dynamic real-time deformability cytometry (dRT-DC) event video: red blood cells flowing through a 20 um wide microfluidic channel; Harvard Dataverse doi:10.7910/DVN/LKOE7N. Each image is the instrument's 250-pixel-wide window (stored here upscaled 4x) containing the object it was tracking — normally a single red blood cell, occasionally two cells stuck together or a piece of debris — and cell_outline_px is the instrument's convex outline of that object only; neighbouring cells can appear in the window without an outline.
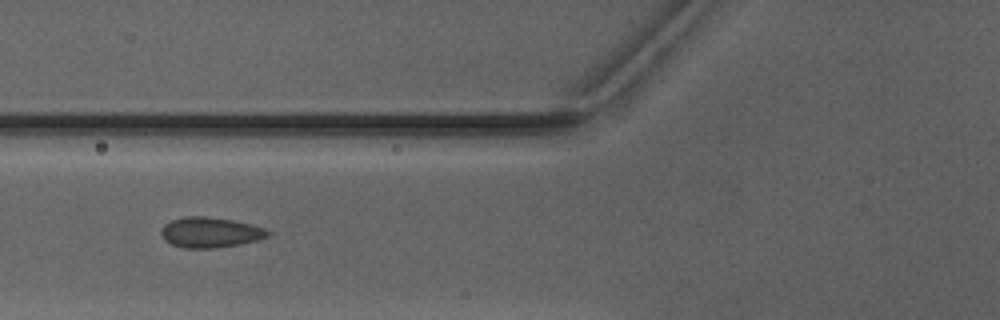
{"species": "Egyptian fruit bat (a non-hibernating species)", "species_latin": "Rousettus aegyptiacus", "temperature_condition": "warm", "stored_images_in_passage": 6, "camera_frame_rate_fps": 3000, "um_per_image_px": 0.085, "animal": {"sex": "male"}, "frame": {"image": 1, "passage_image": 6, "time_ms": 6.0, "image_size_px": [1000, 320], "cell_outline_px": [[272, 232], [268, 236], [256, 240], [240, 244], [216, 248], [184, 248], [172, 244], [164, 240], [160, 232], [160, 228], [164, 224], [172, 220], [184, 216], [204, 216], [232, 220], [252, 224], [264, 228]], "centroid_in_image_um": [17.85, 19.75], "position_along_channel_um": 107.9, "area_um2": 18.96}}